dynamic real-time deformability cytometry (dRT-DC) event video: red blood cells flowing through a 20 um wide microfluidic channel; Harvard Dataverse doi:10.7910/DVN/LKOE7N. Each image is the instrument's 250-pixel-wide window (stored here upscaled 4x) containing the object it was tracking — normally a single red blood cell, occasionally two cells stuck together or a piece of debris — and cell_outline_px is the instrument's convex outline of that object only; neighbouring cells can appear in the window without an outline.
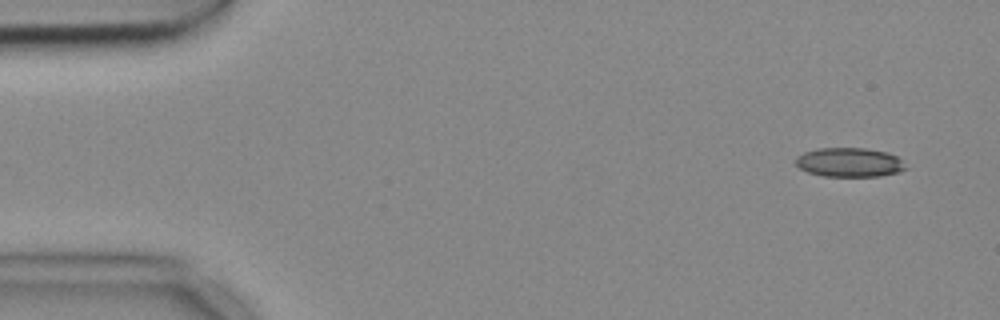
{"species": "common noctule bat (a hibernating species)", "species_latin": "Nyctalus noctula", "temperature_condition": "cold", "stored_images_in_passage": 5, "camera_frame_rate_fps": 3000, "um_per_image_px": 0.085, "animal": {"sex": "female", "body_mass_g": 18.4}, "frame": {"image": 1, "passage_image": 1, "time_ms": 0.0, "image_size_px": [1000, 320], "cell_outline_px": [[908, 168], [900, 172], [880, 176], [824, 176], [808, 172], [800, 168], [796, 164], [796, 156], [804, 152], [816, 148], [864, 148], [888, 152], [896, 156]], "centroid_in_image_um": [72.2, 13.79], "position_along_channel_um": 12.8, "area_um2": 18.73}}
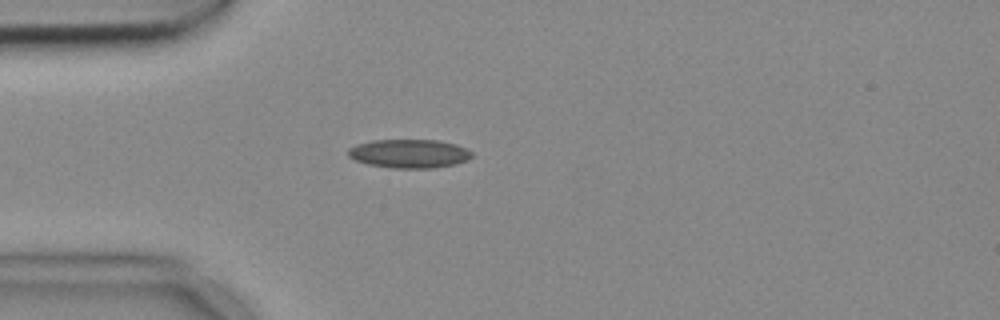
{"frame": {"image": 2, "passage_image": 4, "time_ms": 1.0, "image_size_px": [1000, 320], "cell_outline_px": [[472, 156], [468, 160], [456, 164], [432, 168], [392, 168], [368, 164], [356, 160], [348, 156], [348, 148], [356, 144], [372, 140], [436, 140], [456, 144], [472, 152]], "centroid_in_image_um": [34.78, 13.05], "position_along_channel_um": 50.2, "area_um2": 20.69}}